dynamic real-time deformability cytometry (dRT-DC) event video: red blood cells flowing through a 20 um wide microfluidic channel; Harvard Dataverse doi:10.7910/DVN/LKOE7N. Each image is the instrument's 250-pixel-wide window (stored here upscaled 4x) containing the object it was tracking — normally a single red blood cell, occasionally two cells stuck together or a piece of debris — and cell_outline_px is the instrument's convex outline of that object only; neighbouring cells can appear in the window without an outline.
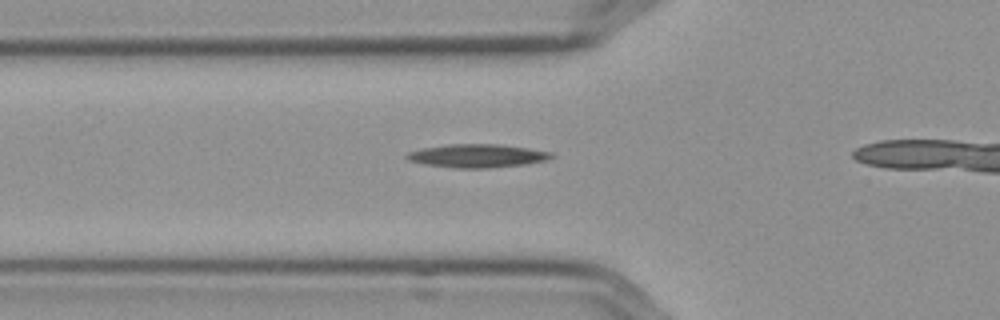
{"species": "Egyptian fruit bat (a non-hibernating species)", "species_latin": "Rousettus aegyptiacus", "temperature_condition": "cold", "stored_images_in_passage": 35, "camera_frame_rate_fps": 3000, "um_per_image_px": 0.085, "frame": {"image": 1, "passage_image": 9, "time_ms": 2.667, "image_size_px": [1000, 320], "cell_outline_px": [[556, 156], [552, 160], [524, 164], [484, 168], [456, 168], [424, 164], [408, 160], [404, 156], [408, 152], [420, 148], [448, 144], [500, 144], [528, 148], [552, 152]], "centroid_in_image_um": [40.59, 13.24], "position_along_channel_um": 85.2, "area_um2": 19.88}}
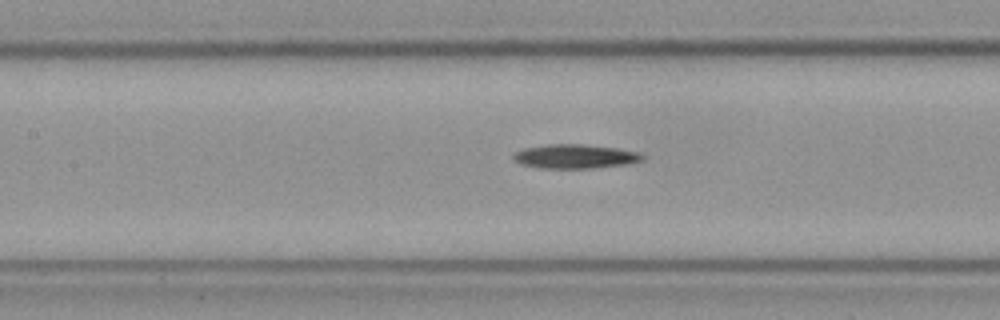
{"frame": {"image": 2, "passage_image": 15, "time_ms": 4.667, "image_size_px": [1000, 320], "cell_outline_px": [[648, 156], [644, 160], [628, 164], [596, 168], [540, 168], [520, 164], [512, 160], [512, 156], [516, 152], [524, 148], [548, 144], [584, 144], [616, 148], [640, 152]], "centroid_in_image_um": [48.92, 13.3], "position_along_channel_um": 158.5, "area_um2": 18.44}}
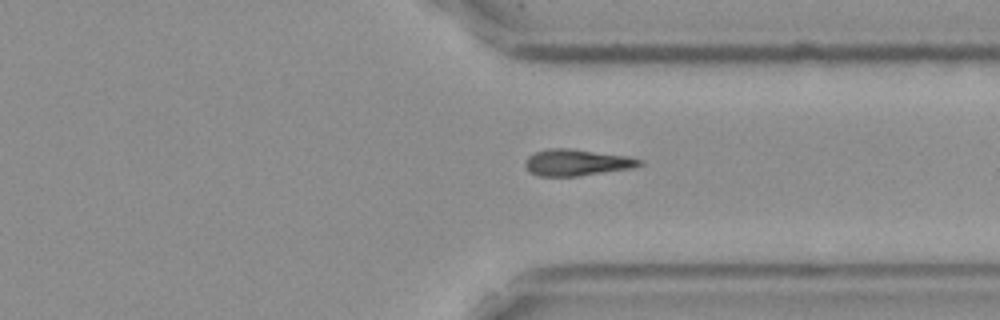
{"frame": {"image": 3, "passage_image": 32, "time_ms": 10.333, "image_size_px": [1000, 320], "cell_outline_px": [[644, 164], [632, 168], [576, 176], [540, 176], [528, 172], [524, 164], [528, 156], [536, 152], [548, 148], [572, 148], [628, 156], [644, 160]], "centroid_in_image_um": [49.03, 13.8], "position_along_channel_um": 362.4, "area_um2": 17.74}}